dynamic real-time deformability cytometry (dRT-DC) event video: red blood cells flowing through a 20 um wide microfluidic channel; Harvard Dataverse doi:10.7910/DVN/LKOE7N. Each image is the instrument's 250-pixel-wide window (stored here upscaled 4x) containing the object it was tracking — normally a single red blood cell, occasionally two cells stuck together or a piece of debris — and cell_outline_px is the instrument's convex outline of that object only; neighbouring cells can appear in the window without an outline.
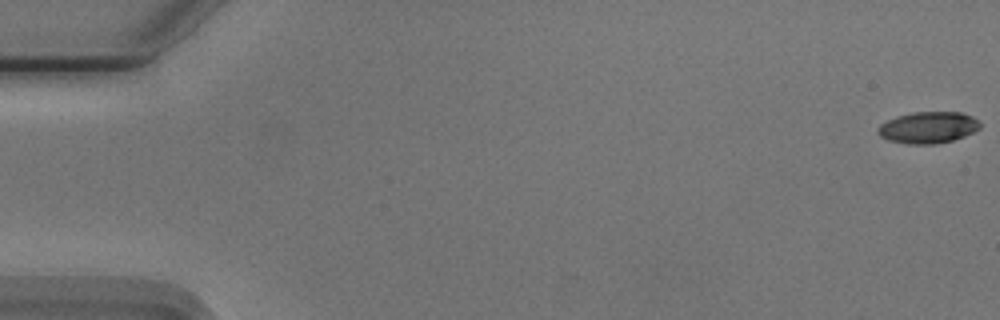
{"species": "Egyptian fruit bat (a non-hibernating species)", "species_latin": "Rousettus aegyptiacus", "temperature_condition": "cold", "stored_images_in_passage": 9, "camera_frame_rate_fps": 3000, "um_per_image_px": 0.085, "animal": {"sex": "male"}, "frame": {"image": 1, "passage_image": 1, "time_ms": 0.0, "image_size_px": [1000, 320], "cell_outline_px": [[980, 128], [964, 136], [952, 140], [932, 144], [908, 144], [888, 140], [880, 136], [876, 132], [876, 128], [880, 124], [896, 116], [912, 112], [960, 112], [972, 116], [980, 124]], "centroid_in_image_um": [78.84, 10.83], "position_along_channel_um": 6.2, "area_um2": 18.73}}